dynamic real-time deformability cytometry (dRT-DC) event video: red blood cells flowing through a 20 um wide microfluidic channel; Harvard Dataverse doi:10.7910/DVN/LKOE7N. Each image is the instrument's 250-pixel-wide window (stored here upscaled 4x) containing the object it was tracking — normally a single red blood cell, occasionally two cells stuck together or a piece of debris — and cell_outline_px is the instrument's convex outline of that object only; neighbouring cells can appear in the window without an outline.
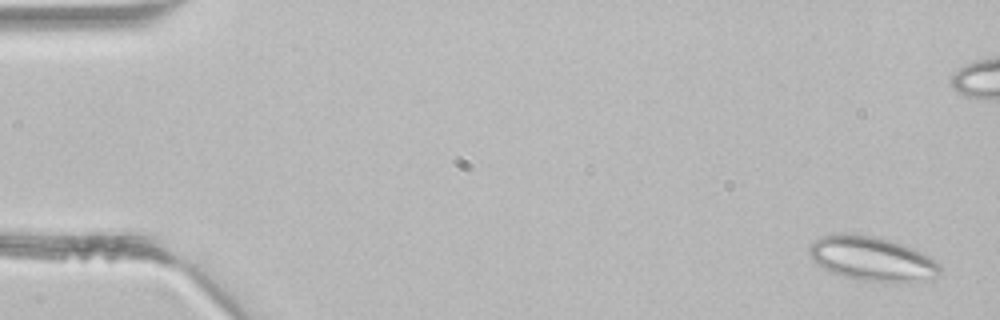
{"species": "common noctule bat (a hibernating species)", "species_latin": "Nyctalus noctula", "temperature_condition": "room temperature", "stored_images_in_passage": 5, "camera_frame_rate_fps": 3000, "um_per_image_px": 0.085, "animal": {"sex": "male", "body_mass_g": 21.5, "forearm_length_mm": 52.0}, "frame": {"image": 1, "passage_image": 1, "time_ms": 0.0, "image_size_px": [1000, 320], "cell_outline_px": [[940, 276], [932, 280], [900, 284], [884, 284], [860, 280], [844, 276], [832, 272], [816, 264], [812, 260], [808, 252], [808, 248], [820, 236], [836, 232], [852, 232], [872, 236], [888, 240], [912, 248], [928, 256], [940, 264]], "centroid_in_image_um": [74.15, 22.03], "position_along_channel_um": 10.9, "area_um2": 34.68}}